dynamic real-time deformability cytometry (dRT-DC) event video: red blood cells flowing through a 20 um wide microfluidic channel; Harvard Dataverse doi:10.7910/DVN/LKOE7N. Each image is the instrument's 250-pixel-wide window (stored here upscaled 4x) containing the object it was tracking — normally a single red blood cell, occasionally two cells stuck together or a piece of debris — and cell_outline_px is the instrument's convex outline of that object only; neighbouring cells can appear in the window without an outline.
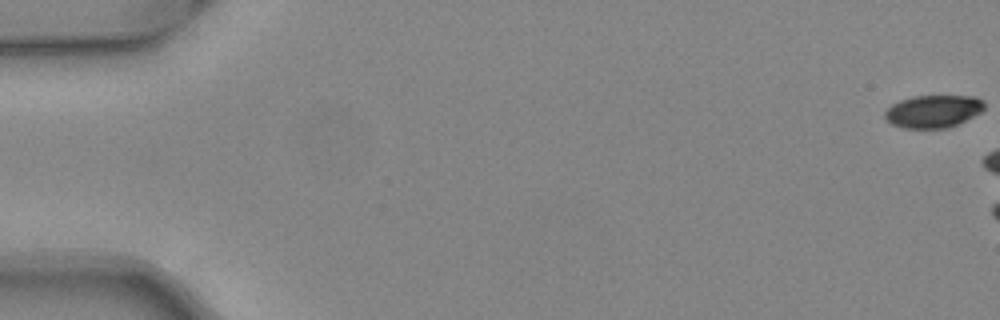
{"species": "common noctule bat (a hibernating species)", "species_latin": "Nyctalus noctula", "temperature_condition": "warm", "stored_images_in_passage": 6, "camera_frame_rate_fps": 3000, "um_per_image_px": 0.085, "animal": {"sex": "female", "body_mass_g": 24.6, "forearm_length_mm": 56.2}, "frame": {"image": 1, "passage_image": 1, "time_ms": 0.0, "image_size_px": [1000, 320], "cell_outline_px": [[984, 108], [980, 112], [948, 128], [904, 128], [892, 124], [884, 116], [884, 112], [892, 104], [900, 100], [912, 96], [976, 96], [984, 100]], "centroid_in_image_um": [79.31, 9.45], "position_along_channel_um": 5.7, "area_um2": 18.79}}